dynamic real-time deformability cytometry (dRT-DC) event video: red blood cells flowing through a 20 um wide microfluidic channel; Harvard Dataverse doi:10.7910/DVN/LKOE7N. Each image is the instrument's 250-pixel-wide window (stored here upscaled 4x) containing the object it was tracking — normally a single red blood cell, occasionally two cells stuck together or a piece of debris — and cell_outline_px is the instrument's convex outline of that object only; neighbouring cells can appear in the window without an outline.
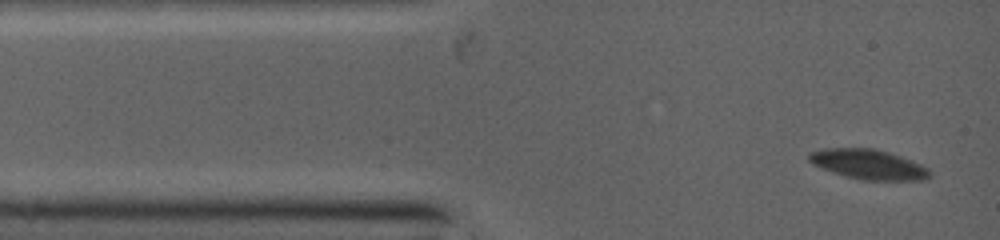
{"species": "common noctule bat (a hibernating species)", "species_latin": "Nyctalus noctula", "temperature_condition": "warm", "stored_images_in_passage": 11, "camera_frame_rate_fps": 5000, "um_per_image_px": 0.085, "animal": {"sex": "female", "body_mass_g": 19.0, "forearm_length_mm": 53.3}, "frame": {"image": 1, "passage_image": 1, "time_ms": 0.0, "image_size_px": [1000, 240], "cell_outline_px": [[928, 176], [920, 180], [864, 180], [848, 176], [812, 164], [808, 160], [808, 156], [812, 152], [832, 148], [868, 148], [884, 152], [908, 160], [928, 168]], "centroid_in_image_um": [73.77, 13.98], "position_along_channel_um": 11.2, "area_um2": 19.88}}
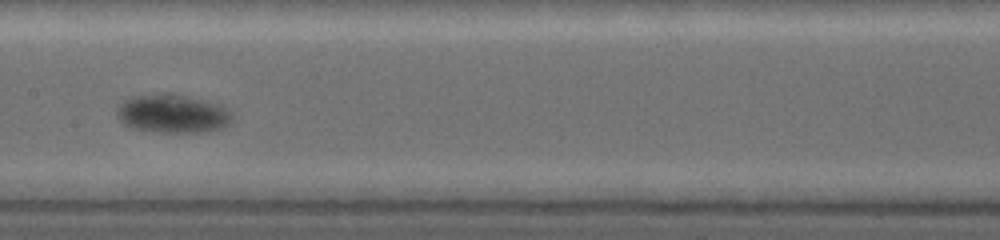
{"frame": {"image": 2, "passage_image": 7, "time_ms": 5.6, "image_size_px": [1000, 240], "cell_outline_px": [[228, 120], [224, 124], [216, 128], [192, 132], [164, 132], [140, 128], [128, 124], [120, 116], [120, 108], [124, 104], [132, 100], [144, 96], [180, 96], [208, 104], [220, 108], [228, 116]], "centroid_in_image_um": [14.63, 9.72], "position_along_channel_um": 192.8, "area_um2": 22.14}}
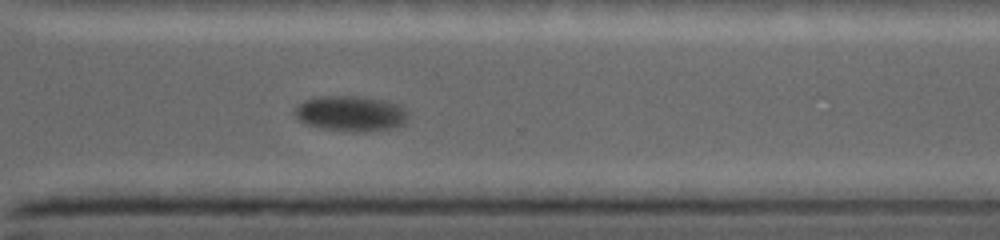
{"frame": {"image": 3, "passage_image": 11, "time_ms": 9.2, "image_size_px": [1000, 240], "cell_outline_px": [[404, 124], [396, 128], [328, 128], [308, 124], [300, 120], [296, 116], [296, 108], [304, 100], [320, 96], [352, 96], [380, 100], [396, 104], [404, 112]], "centroid_in_image_um": [29.74, 9.59], "position_along_channel_um": 340.9, "area_um2": 21.44}}